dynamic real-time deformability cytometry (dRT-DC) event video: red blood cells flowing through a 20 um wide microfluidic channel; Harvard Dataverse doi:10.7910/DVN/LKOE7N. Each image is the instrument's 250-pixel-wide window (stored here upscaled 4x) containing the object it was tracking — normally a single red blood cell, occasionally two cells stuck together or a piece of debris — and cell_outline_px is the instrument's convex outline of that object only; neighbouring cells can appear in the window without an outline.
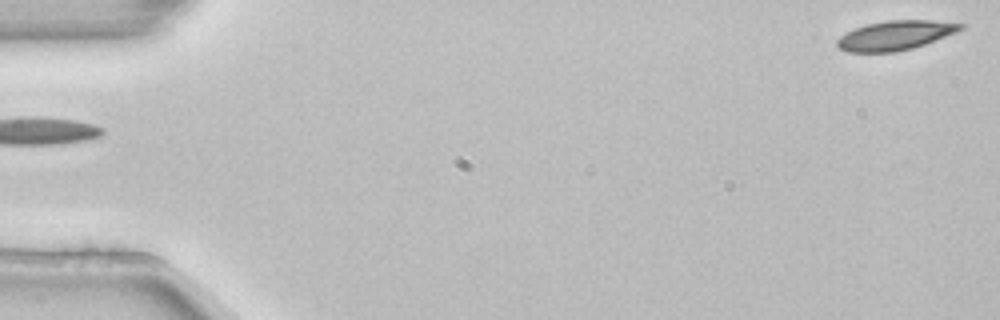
{"species": "common noctule bat (a hibernating species)", "species_latin": "Nyctalus noctula", "temperature_condition": "room temperature", "stored_images_in_passage": 5, "segment_of_instrument_passage": [2, 2], "camera_frame_rate_fps": 3000, "um_per_image_px": 0.085, "animal": {"sex": "female", "body_mass_g": 22.7, "forearm_length_mm": 54.2}, "frame": {"image": 1, "passage_image": 5, "time_ms": 1.333, "image_size_px": [1000, 320], "cell_outline_px": [[964, 28], [956, 32], [924, 44], [912, 48], [896, 52], [848, 52], [840, 48], [836, 44], [836, 40], [840, 36], [856, 28], [868, 24], [888, 20], [932, 20], [964, 24]], "centroid_in_image_um": [76.1, 3.01], "position_along_channel_um": 8.9, "area_um2": 20.87}}